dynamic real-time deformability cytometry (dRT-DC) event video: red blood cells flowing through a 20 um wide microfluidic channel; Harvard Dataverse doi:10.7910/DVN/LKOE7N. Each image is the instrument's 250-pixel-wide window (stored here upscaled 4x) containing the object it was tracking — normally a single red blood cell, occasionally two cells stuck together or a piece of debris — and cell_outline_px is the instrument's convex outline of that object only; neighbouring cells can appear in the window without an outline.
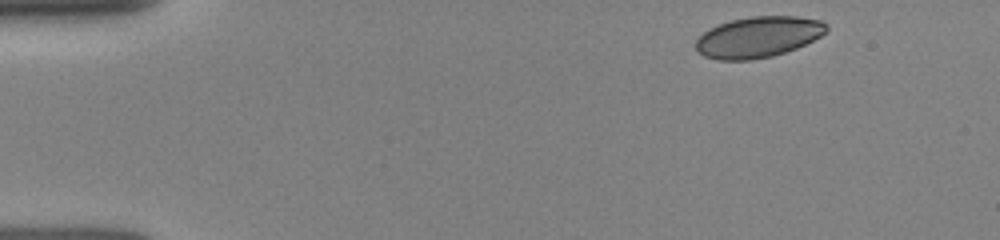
{"species": "human", "species_latin": "Homo sapiens", "temperature_condition": "room temperature", "stored_images_in_passage": 10, "camera_frame_rate_fps": 3000, "um_per_image_px": 0.085, "donor": {"sex": "female"}, "frame": {"image": 1, "passage_image": 1, "time_ms": 0.0, "image_size_px": [1000, 240], "cell_outline_px": [[828, 32], [796, 48], [772, 56], [752, 60], [720, 60], [704, 56], [696, 48], [696, 40], [704, 32], [720, 24], [732, 20], [752, 16], [796, 16], [820, 20], [828, 24]], "centroid_in_image_um": [64.48, 3.14], "position_along_channel_um": 20.5, "area_um2": 30.92}}
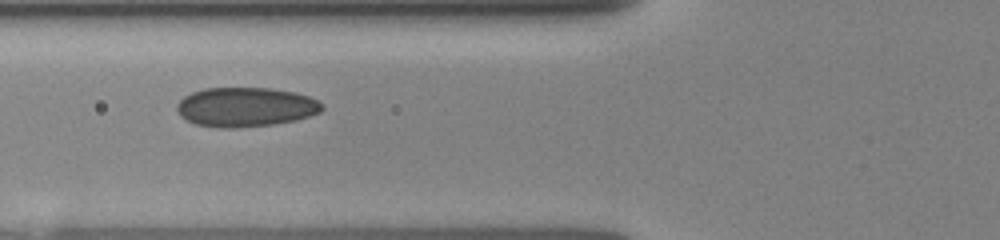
{"frame": {"image": 2, "passage_image": 9, "time_ms": 4.333, "image_size_px": [1000, 240], "cell_outline_px": [[324, 108], [320, 112], [296, 120], [272, 124], [236, 128], [220, 128], [196, 124], [180, 116], [176, 108], [176, 104], [184, 96], [192, 92], [204, 88], [272, 88], [296, 92], [308, 96], [324, 104]], "centroid_in_image_um": [20.87, 9.09], "position_along_channel_um": 104.9, "area_um2": 33.41}}
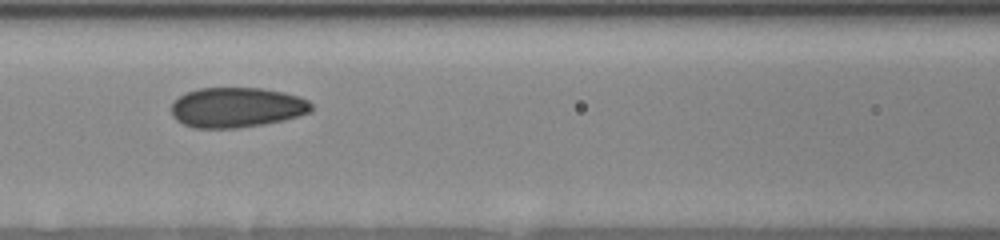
{"frame": {"image": 3, "passage_image": 10, "time_ms": 5.333, "image_size_px": [1000, 240], "cell_outline_px": [[312, 112], [300, 116], [284, 120], [264, 124], [236, 128], [192, 128], [176, 120], [172, 116], [172, 104], [180, 96], [188, 92], [200, 88], [260, 88], [284, 92], [300, 96], [308, 100], [312, 104]], "centroid_in_image_um": [20.16, 9.14], "position_along_channel_um": 146.4, "area_um2": 32.83}}